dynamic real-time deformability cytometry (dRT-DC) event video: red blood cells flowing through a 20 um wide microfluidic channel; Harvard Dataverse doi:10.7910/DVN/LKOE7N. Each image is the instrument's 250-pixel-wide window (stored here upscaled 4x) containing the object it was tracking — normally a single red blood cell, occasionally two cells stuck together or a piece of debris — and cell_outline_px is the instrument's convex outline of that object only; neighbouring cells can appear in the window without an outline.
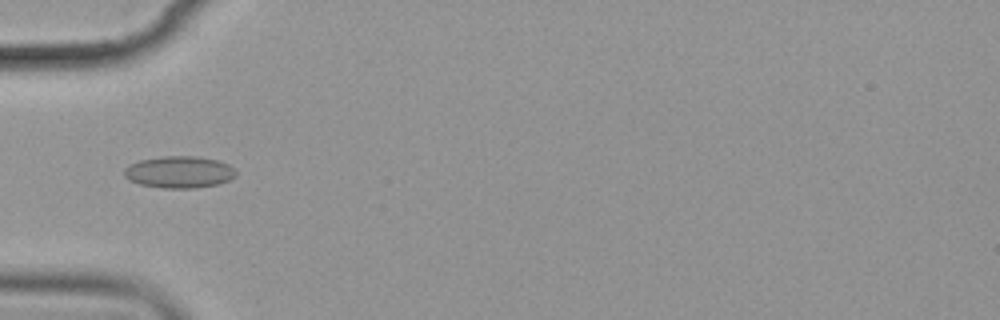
{"species": "common noctule bat (a hibernating species)", "species_latin": "Nyctalus noctula", "temperature_condition": "cold", "stored_images_in_passage": 7, "camera_frame_rate_fps": 3000, "um_per_image_px": 0.085, "animal": {"sex": "female", "body_mass_g": 19.9}, "frame": {"image": 1, "passage_image": 5, "time_ms": 4.667, "image_size_px": [1000, 320], "cell_outline_px": [[236, 176], [228, 180], [216, 184], [192, 188], [160, 188], [140, 184], [128, 180], [124, 176], [124, 168], [128, 164], [140, 160], [160, 156], [196, 156], [216, 160], [228, 164], [236, 172]], "centroid_in_image_um": [15.18, 14.62], "position_along_channel_um": 69.8, "area_um2": 20.75}}
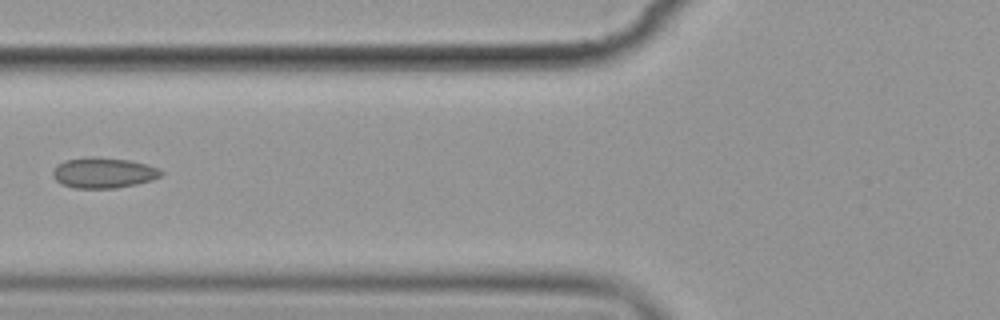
{"frame": {"image": 2, "passage_image": 6, "time_ms": 6.0, "image_size_px": [1000, 320], "cell_outline_px": [[164, 172], [160, 176], [152, 180], [136, 184], [116, 188], [72, 188], [60, 184], [52, 176], [52, 172], [56, 164], [64, 160], [88, 156], [96, 156], [132, 160], [148, 164], [160, 168]], "centroid_in_image_um": [8.78, 14.67], "position_along_channel_um": 117.0, "area_um2": 19.77}}
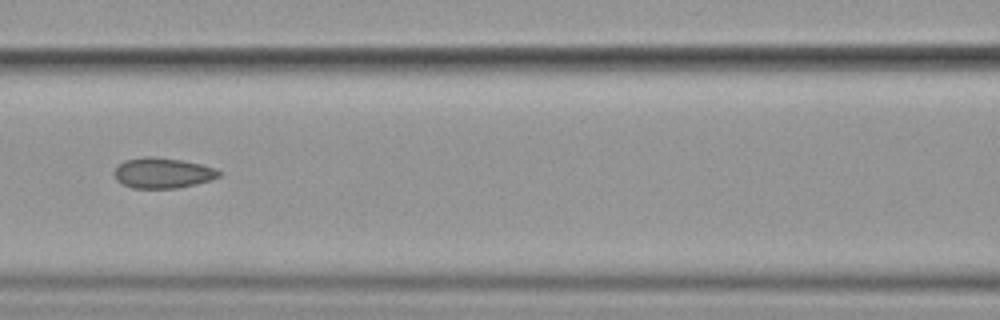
{"frame": {"image": 3, "passage_image": 7, "time_ms": 7.0, "image_size_px": [1000, 320], "cell_outline_px": [[220, 176], [196, 184], [176, 188], [132, 188], [116, 180], [112, 172], [124, 160], [144, 156], [152, 156], [180, 160], [200, 164], [216, 168], [220, 172]], "centroid_in_image_um": [13.79, 14.7], "position_along_channel_um": 152.8, "area_um2": 18.5}}